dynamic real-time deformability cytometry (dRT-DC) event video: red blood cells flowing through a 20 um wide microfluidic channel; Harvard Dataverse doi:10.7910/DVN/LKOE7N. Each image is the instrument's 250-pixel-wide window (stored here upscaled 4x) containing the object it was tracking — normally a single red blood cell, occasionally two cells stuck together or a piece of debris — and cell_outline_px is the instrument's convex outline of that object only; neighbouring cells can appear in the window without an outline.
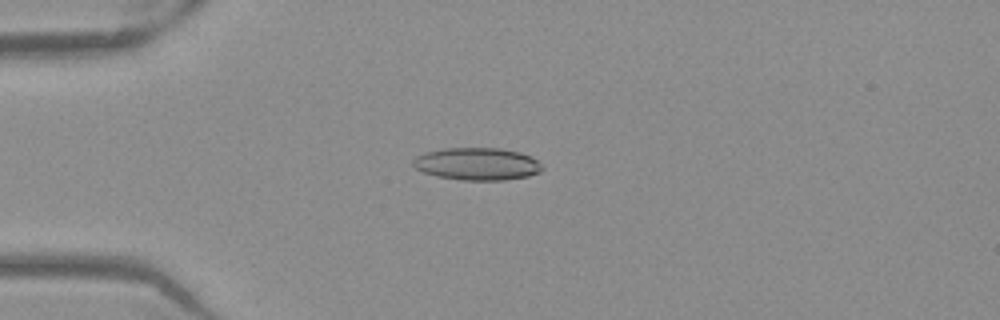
{"species": "Egyptian fruit bat (a non-hibernating species)", "species_latin": "Rousettus aegyptiacus", "temperature_condition": "warm", "stored_images_in_passage": 52, "camera_frame_rate_fps": 3000, "um_per_image_px": 0.085, "frame": {"image": 1, "passage_image": 14, "time_ms": 4.333, "image_size_px": [1000, 320], "cell_outline_px": [[544, 168], [540, 172], [528, 176], [504, 180], [460, 180], [440, 176], [424, 172], [416, 168], [412, 164], [412, 160], [416, 156], [424, 152], [444, 148], [500, 148], [520, 152], [532, 156]], "centroid_in_image_um": [40.57, 13.92], "position_along_channel_um": 44.4, "area_um2": 24.45}}
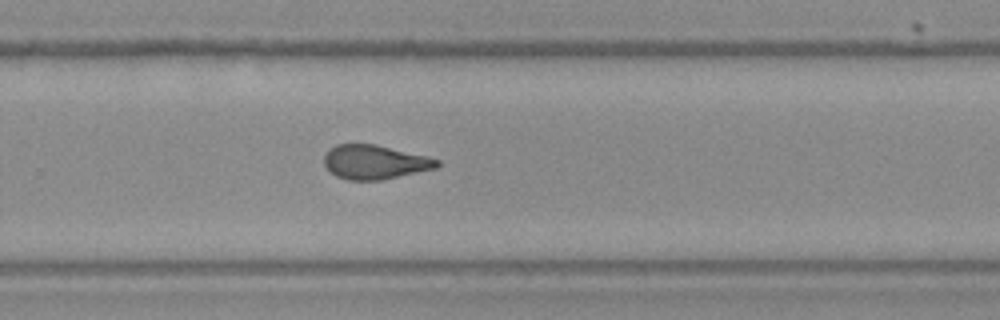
{"frame": {"image": 2, "passage_image": 35, "time_ms": 11.333, "image_size_px": [1000, 320], "cell_outline_px": [[440, 164], [436, 168], [380, 180], [348, 180], [336, 176], [324, 164], [324, 156], [336, 144], [376, 144], [428, 156], [440, 160]], "centroid_in_image_um": [31.88, 13.77], "position_along_channel_um": 297.9, "area_um2": 22.31}}
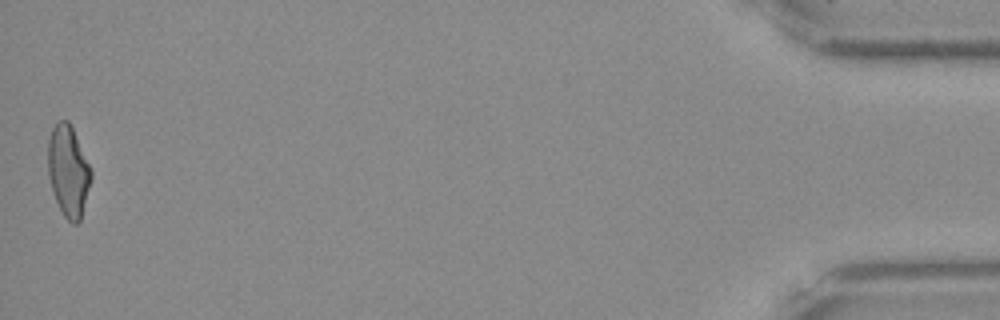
{"frame": {"image": 3, "passage_image": 52, "time_ms": 17.0, "image_size_px": [1000, 320], "cell_outline_px": [[92, 180], [80, 220], [76, 224], [72, 224], [64, 216], [52, 192], [48, 176], [48, 140], [52, 128], [60, 120], [68, 120], [92, 168]], "centroid_in_image_um": [5.81, 14.55], "position_along_channel_um": 429.4, "area_um2": 23.0}, "authors_computed_cell_mechanics": {"area_um2": 23.409, "velocity_mm_per_s": 3.9397, "shape_relaxation_time_tau1_ms": null, "shape_relaxation_time_tau2_ms": 2.3469, "deformation_change_tau1": null, "deformation_change_tau2": 0.115}}